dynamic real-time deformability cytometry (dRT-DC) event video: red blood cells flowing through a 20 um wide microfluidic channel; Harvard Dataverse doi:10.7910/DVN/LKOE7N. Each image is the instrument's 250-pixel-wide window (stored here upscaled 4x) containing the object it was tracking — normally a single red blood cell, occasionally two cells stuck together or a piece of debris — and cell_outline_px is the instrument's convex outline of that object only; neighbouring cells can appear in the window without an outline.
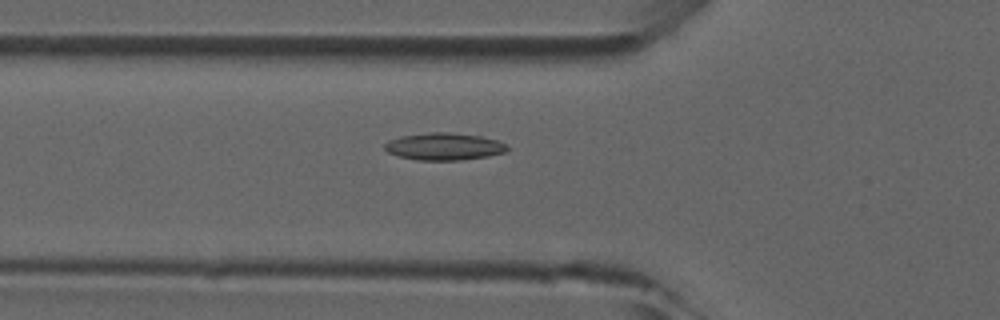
{"species": "common noctule bat (a hibernating species)", "species_latin": "Nyctalus noctula", "temperature_condition": "room temperature", "stored_images_in_passage": 38, "camera_frame_rate_fps": 3000, "um_per_image_px": 0.085, "animal": {"sex": "male", "forearm_length_mm": 52.5}, "frame": {"image": 1, "passage_image": 6, "time_ms": 1.667, "image_size_px": [1000, 320], "cell_outline_px": [[508, 148], [504, 152], [488, 156], [464, 160], [416, 160], [400, 156], [388, 152], [384, 148], [384, 144], [388, 140], [400, 136], [432, 132], [448, 132], [480, 136], [496, 140], [508, 144]], "centroid_in_image_um": [37.74, 12.45], "position_along_channel_um": 88.1, "area_um2": 19.42}}